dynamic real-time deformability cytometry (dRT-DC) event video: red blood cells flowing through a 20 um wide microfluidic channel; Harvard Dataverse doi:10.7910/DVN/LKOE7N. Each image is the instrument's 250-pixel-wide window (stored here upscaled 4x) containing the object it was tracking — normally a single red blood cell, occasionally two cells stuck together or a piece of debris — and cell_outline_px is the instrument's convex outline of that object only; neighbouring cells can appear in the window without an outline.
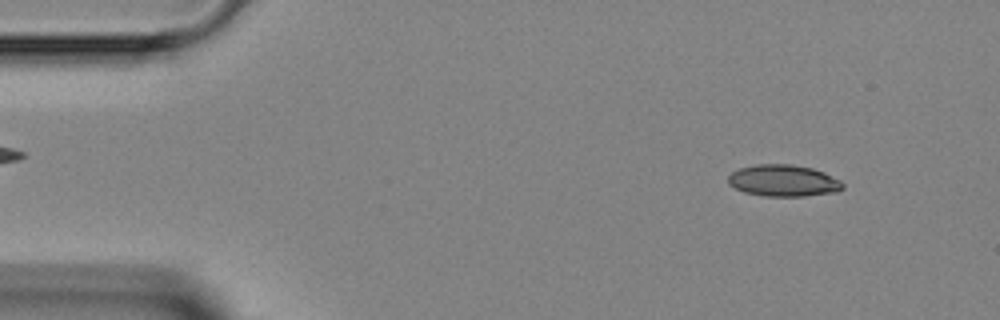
{"species": "Egyptian fruit bat (a non-hibernating species)", "species_latin": "Rousettus aegyptiacus", "temperature_condition": "room temperature", "stored_images_in_passage": 45, "camera_frame_rate_fps": 3000, "um_per_image_px": 0.085, "animal": {"sex": "female"}, "frame": {"image": 1, "passage_image": 4, "time_ms": 1.0, "image_size_px": [1000, 320], "cell_outline_px": [[844, 188], [836, 192], [804, 196], [764, 196], [744, 192], [728, 184], [728, 176], [732, 172], [740, 168], [756, 164], [792, 164], [812, 168], [824, 172], [840, 180], [844, 184]], "centroid_in_image_um": [66.6, 15.35], "position_along_channel_um": 18.4, "area_um2": 21.21}}
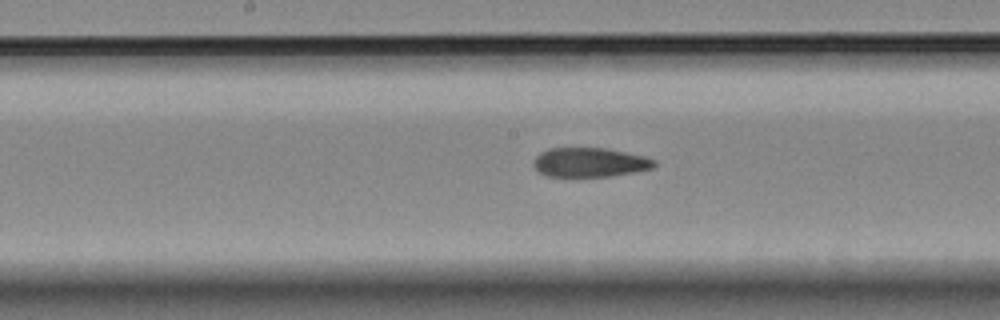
{"frame": {"image": 2, "passage_image": 22, "time_ms": 7.0, "image_size_px": [1000, 320], "cell_outline_px": [[656, 164], [652, 168], [636, 172], [612, 176], [544, 176], [532, 164], [536, 156], [540, 152], [548, 148], [604, 148], [644, 156], [656, 160]], "centroid_in_image_um": [50.12, 13.8], "position_along_channel_um": 198.1, "area_um2": 20.58}}
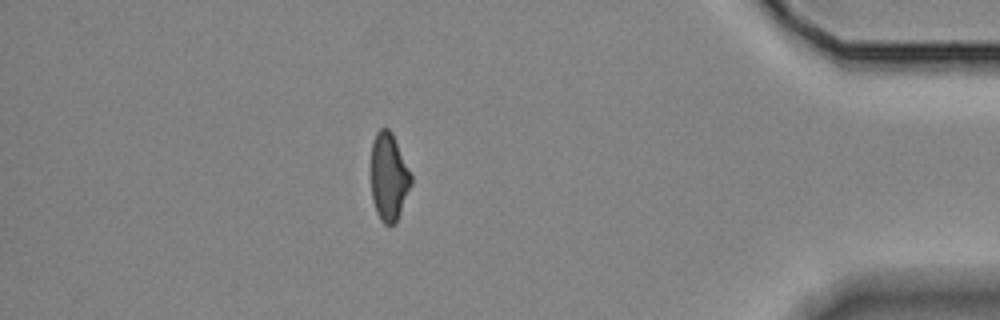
{"frame": {"image": 3, "passage_image": 39, "time_ms": 12.667, "image_size_px": [1000, 320], "cell_outline_px": [[412, 184], [396, 224], [384, 224], [380, 220], [376, 212], [372, 200], [372, 140], [376, 132], [380, 128], [388, 128], [392, 132], [412, 176]], "centroid_in_image_um": [33.06, 15.05], "position_along_channel_um": 402.1, "area_um2": 20.52}}